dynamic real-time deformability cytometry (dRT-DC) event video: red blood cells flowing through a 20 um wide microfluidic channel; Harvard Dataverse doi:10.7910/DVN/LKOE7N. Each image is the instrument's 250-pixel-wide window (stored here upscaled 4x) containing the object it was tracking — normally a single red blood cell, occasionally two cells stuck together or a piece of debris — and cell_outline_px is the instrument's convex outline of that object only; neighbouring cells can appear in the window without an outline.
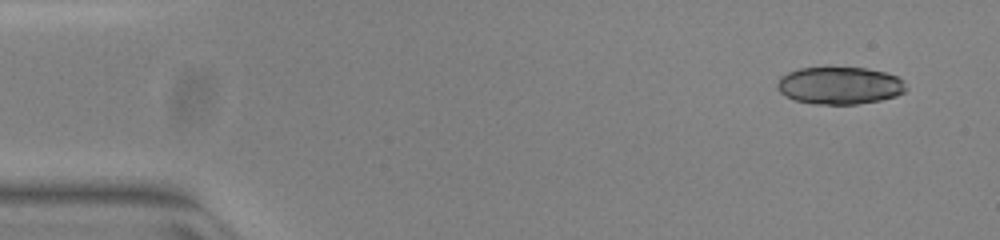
{"species": "common noctule bat (a hibernating species)", "species_latin": "Nyctalus noctula", "temperature_condition": "warm", "stored_images_in_passage": 50, "camera_frame_rate_fps": 3000, "um_per_image_px": 0.085, "animal": {"sex": "female", "body_mass_g": 23.0, "forearm_length_mm": 53.4}, "frame": {"image": 1, "passage_image": 1, "time_ms": 0.0, "image_size_px": [1000, 240], "cell_outline_px": [[908, 88], [904, 92], [896, 96], [880, 100], [856, 104], [816, 104], [792, 100], [784, 96], [780, 92], [776, 84], [780, 76], [788, 72], [800, 68], [864, 68], [884, 72], [896, 76], [904, 80]], "centroid_in_image_um": [71.36, 7.28], "position_along_channel_um": 13.6, "area_um2": 28.15}}
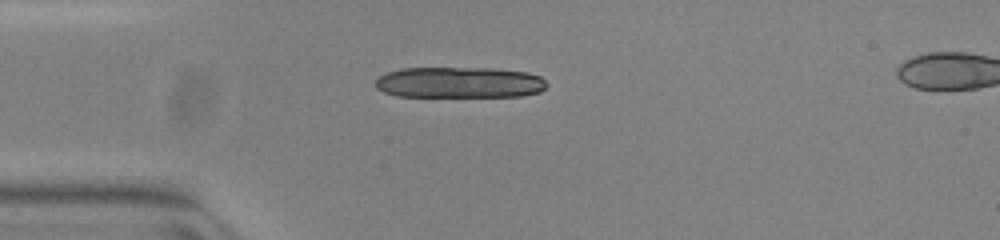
{"frame": {"image": 2, "passage_image": 11, "time_ms": 3.333, "image_size_px": [1000, 240], "cell_outline_px": [[548, 84], [540, 92], [520, 96], [396, 96], [384, 92], [376, 88], [376, 80], [380, 76], [388, 72], [400, 68], [492, 68], [528, 72], [540, 76]], "centroid_in_image_um": [39.06, 7.0], "position_along_channel_um": 45.9, "area_um2": 30.98}}